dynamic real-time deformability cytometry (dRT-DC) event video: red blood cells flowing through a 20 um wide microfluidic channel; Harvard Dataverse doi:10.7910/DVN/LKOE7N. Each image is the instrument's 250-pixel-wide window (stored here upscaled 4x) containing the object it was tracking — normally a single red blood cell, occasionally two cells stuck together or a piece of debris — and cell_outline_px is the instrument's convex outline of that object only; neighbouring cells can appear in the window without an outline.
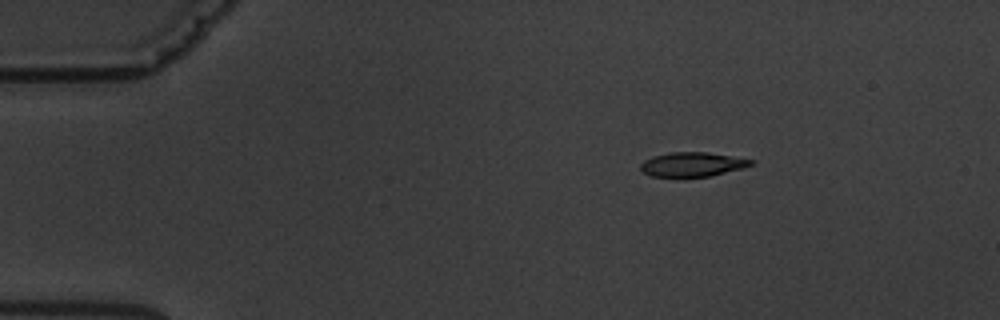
{"species": "common noctule bat (a hibernating species)", "species_latin": "Nyctalus noctula", "temperature_condition": "warm", "stored_images_in_passage": 4, "camera_frame_rate_fps": 3000, "um_per_image_px": 0.085, "animal": {"sex": "male", "body_mass_g": 19.5, "forearm_length_mm": 54.6}, "frame": {"image": 1, "passage_image": 2, "time_ms": 1.0, "image_size_px": [1000, 320], "cell_outline_px": [[756, 160], [752, 164], [744, 168], [712, 176], [652, 176], [644, 172], [640, 168], [640, 164], [644, 160], [652, 156], [668, 152], [708, 152]], "centroid_in_image_um": [58.87, 13.96], "position_along_channel_um": 26.1, "area_um2": 15.66}}
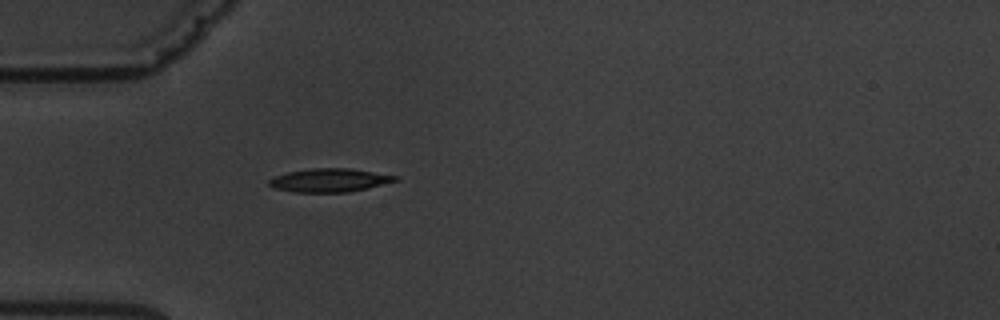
{"frame": {"image": 2, "passage_image": 4, "time_ms": 3.667, "image_size_px": [1000, 320], "cell_outline_px": [[400, 180], [368, 188], [348, 192], [292, 192], [276, 188], [268, 184], [268, 180], [276, 176], [288, 172], [312, 168], [348, 168], [400, 176]], "centroid_in_image_um": [28.05, 15.32], "position_along_channel_um": 56.9, "area_um2": 17.22}}